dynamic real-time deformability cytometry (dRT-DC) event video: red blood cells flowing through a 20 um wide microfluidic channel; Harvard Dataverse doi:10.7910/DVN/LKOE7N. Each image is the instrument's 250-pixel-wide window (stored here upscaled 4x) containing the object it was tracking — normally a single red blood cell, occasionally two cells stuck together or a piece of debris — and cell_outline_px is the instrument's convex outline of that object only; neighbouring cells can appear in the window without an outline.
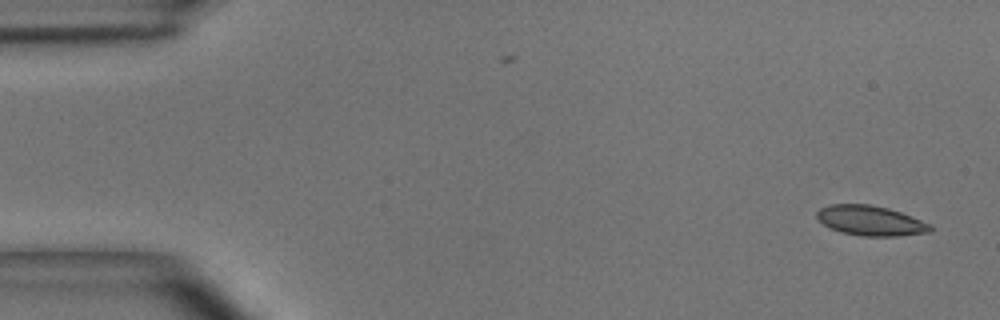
{"species": "common noctule bat (a hibernating species)", "species_latin": "Nyctalus noctula", "temperature_condition": "room temperature", "stored_images_in_passage": 2, "camera_frame_rate_fps": 3000, "um_per_image_px": 0.085, "animal": {"sex": "male", "body_mass_g": 15.6}, "frame": {"image": 1, "passage_image": 2, "time_ms": 0.333, "image_size_px": [1000, 320], "cell_outline_px": [[932, 232], [900, 236], [860, 236], [840, 232], [828, 228], [816, 216], [816, 212], [820, 208], [828, 204], [868, 204], [888, 208], [900, 212], [932, 224]], "centroid_in_image_um": [74.0, 18.76], "position_along_channel_um": 11.0, "area_um2": 20.0}}